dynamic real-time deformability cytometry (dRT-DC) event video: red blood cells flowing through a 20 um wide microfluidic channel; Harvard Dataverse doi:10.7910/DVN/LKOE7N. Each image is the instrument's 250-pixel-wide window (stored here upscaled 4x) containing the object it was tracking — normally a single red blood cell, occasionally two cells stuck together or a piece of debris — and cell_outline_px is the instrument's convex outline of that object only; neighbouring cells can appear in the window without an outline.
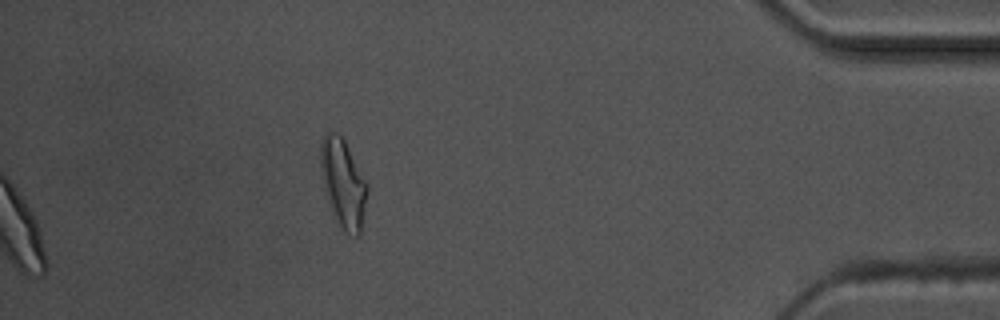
{"species": "common noctule bat (a hibernating species)", "species_latin": "Nyctalus noctula", "temperature_condition": "warm", "stored_images_in_passage": 37, "camera_frame_rate_fps": 3000, "um_per_image_px": 0.085, "animal": {"sex": "male", "body_mass_g": 17.5, "forearm_length_mm": 52.3}, "frame": {"image": 1, "passage_image": 37, "time_ms": 12.0, "image_size_px": [1000, 320], "cell_outline_px": [[368, 188], [360, 232], [356, 236], [344, 232], [332, 208], [324, 180], [320, 164], [320, 144], [324, 132], [336, 132], [344, 140], [368, 184]], "centroid_in_image_um": [29.18, 15.51], "position_along_channel_um": 406.0, "area_um2": 23.06}, "authors_computed_cell_mechanics": {"area_um2": 18.8428, "velocity_mm_per_s": 3.6241, "shape_relaxation_time_tau1_ms": 6.7384, "shape_relaxation_time_tau2_ms": 3.5607, "deformation_change_tau1": 0.2147, "deformation_change_tau2": 0.1243}}